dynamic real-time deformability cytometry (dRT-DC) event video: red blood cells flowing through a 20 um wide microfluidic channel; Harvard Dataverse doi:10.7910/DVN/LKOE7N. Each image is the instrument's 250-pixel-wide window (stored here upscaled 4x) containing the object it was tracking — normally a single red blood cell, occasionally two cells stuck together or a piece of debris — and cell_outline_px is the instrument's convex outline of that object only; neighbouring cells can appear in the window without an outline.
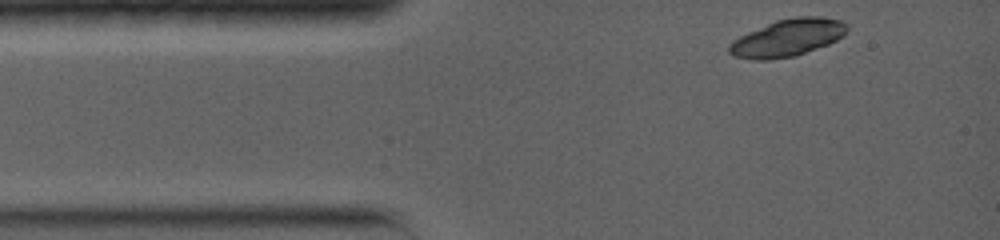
{"species": "common noctule bat (a hibernating species)", "species_latin": "Nyctalus noctula", "temperature_condition": "warm", "stored_images_in_passage": 5, "camera_frame_rate_fps": 5000, "um_per_image_px": 0.085, "animal": {"sex": "female", "body_mass_g": 19.0, "forearm_length_mm": 56.7}, "frame": {"image": 1, "passage_image": 1, "time_ms": 0.0, "image_size_px": [1000, 240], "cell_outline_px": [[848, 28], [836, 40], [828, 44], [796, 56], [768, 60], [756, 60], [732, 56], [728, 52], [728, 44], [732, 40], [748, 32], [776, 20], [796, 16], [820, 16], [840, 20], [848, 24]], "centroid_in_image_um": [66.91, 3.22], "position_along_channel_um": 18.1, "area_um2": 25.61}}